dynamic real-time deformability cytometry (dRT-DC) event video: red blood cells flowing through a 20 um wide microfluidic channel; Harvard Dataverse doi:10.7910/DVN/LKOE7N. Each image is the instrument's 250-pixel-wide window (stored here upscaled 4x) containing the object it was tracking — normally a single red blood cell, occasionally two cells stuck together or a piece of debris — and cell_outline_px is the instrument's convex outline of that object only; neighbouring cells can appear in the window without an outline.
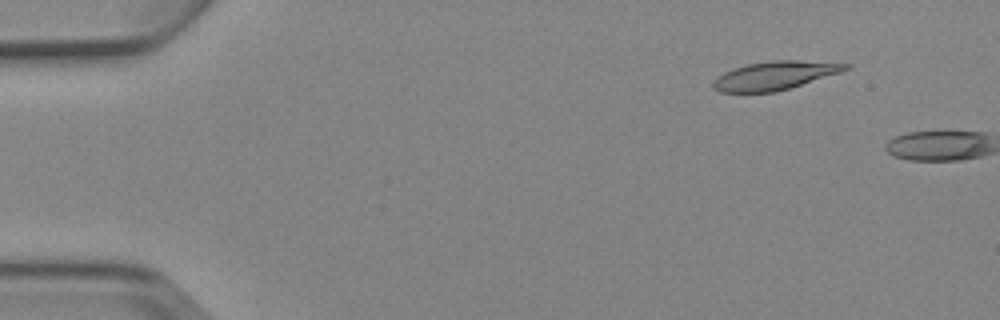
{"species": "Egyptian fruit bat (a non-hibernating species)", "species_latin": "Rousettus aegyptiacus", "temperature_condition": "cold", "stored_images_in_passage": 3, "camera_frame_rate_fps": 3000, "um_per_image_px": 0.085, "animal": {"sex": "female"}, "frame": {"image": 1, "passage_image": 2, "time_ms": 1.333, "image_size_px": [1000, 320], "cell_outline_px": [[852, 68], [840, 72], [776, 92], [720, 92], [712, 88], [712, 80], [724, 72], [732, 68], [748, 64], [772, 60], [796, 60], [852, 64]], "centroid_in_image_um": [65.83, 6.42], "position_along_channel_um": 19.2, "area_um2": 21.91}}